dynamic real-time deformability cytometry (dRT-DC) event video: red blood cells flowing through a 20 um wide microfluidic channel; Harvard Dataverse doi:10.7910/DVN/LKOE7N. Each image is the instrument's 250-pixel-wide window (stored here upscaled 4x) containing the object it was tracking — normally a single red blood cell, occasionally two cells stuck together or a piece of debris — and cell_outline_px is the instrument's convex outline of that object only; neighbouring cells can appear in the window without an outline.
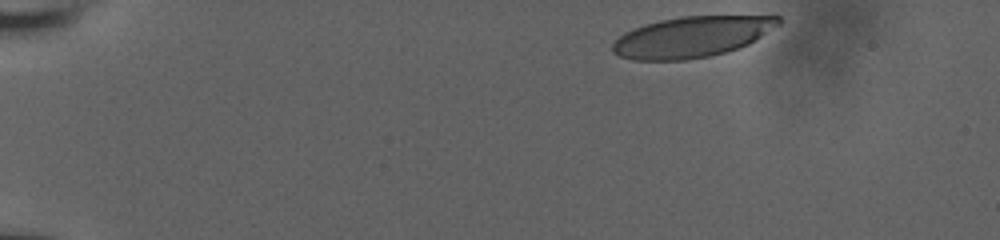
{"species": "human", "species_latin": "Homo sapiens", "temperature_condition": "room temperature", "stored_images_in_passage": 40, "camera_frame_rate_fps": 3000, "um_per_image_px": 0.085, "donor": {"sex": "male"}, "frame": {"image": 1, "passage_image": 1, "time_ms": 0.0, "image_size_px": [1000, 240], "cell_outline_px": [[784, 20], [780, 24], [748, 44], [724, 52], [708, 56], [684, 60], [632, 60], [620, 56], [612, 52], [612, 44], [624, 32], [632, 28], [644, 24], [660, 20], [680, 16], [780, 16]], "centroid_in_image_um": [58.78, 3.12], "position_along_channel_um": 26.2, "area_um2": 39.3}}
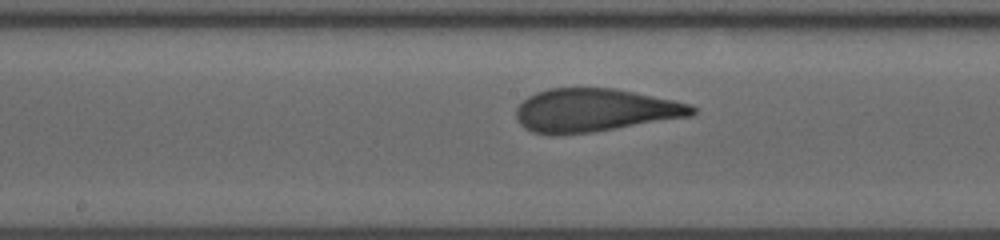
{"frame": {"image": 2, "passage_image": 23, "time_ms": 7.333, "image_size_px": [1000, 240], "cell_outline_px": [[696, 112], [692, 116], [592, 132], [552, 136], [532, 132], [524, 128], [520, 124], [516, 116], [516, 108], [528, 96], [536, 92], [548, 88], [612, 88], [692, 104], [696, 108]], "centroid_in_image_um": [50.52, 9.38], "position_along_channel_um": 197.7, "area_um2": 44.27}}
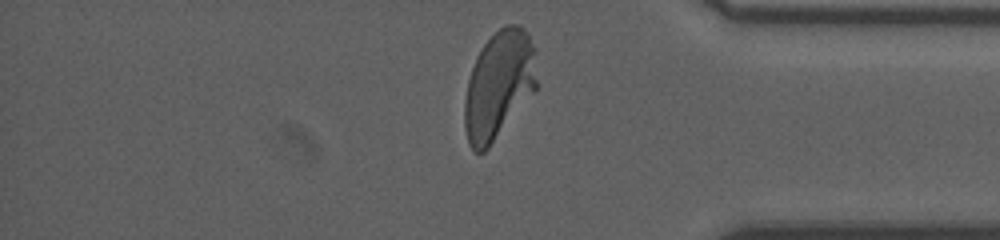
{"frame": {"image": 3, "passage_image": 39, "time_ms": 12.667, "image_size_px": [1000, 240], "cell_outline_px": [[536, 88], [488, 148], [484, 152], [476, 152], [468, 144], [464, 128], [464, 100], [468, 80], [476, 56], [484, 44], [504, 24], [520, 24], [524, 28], [536, 48]], "centroid_in_image_um": [42.39, 7.2], "position_along_channel_um": 392.8, "area_um2": 45.37}, "authors_computed_cell_mechanics": {"area_um2": 43.8413, "velocity_mm_per_s": 3.8997, "shape_relaxation_time_tau1_ms": 3.6854, "shape_relaxation_time_tau2_ms": null, "deformation_change_tau1": 0.187, "deformation_change_tau2": null}}